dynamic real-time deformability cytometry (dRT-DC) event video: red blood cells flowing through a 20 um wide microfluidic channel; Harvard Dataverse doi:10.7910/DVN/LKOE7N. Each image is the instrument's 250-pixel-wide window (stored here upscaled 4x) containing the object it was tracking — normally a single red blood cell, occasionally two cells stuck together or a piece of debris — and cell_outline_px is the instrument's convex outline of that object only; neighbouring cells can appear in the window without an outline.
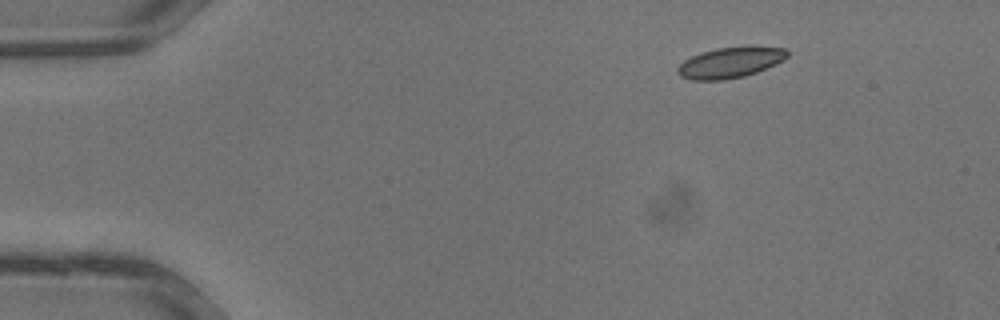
{"species": "common noctule bat (a hibernating species)", "species_latin": "Nyctalus noctula", "temperature_condition": "warm", "stored_images_in_passage": 31, "camera_frame_rate_fps": 3000, "um_per_image_px": 0.085, "animal": {"sex": "male", "body_mass_g": 13.3}, "frame": {"image": 1, "passage_image": 1, "time_ms": 0.0, "image_size_px": [1000, 320], "cell_outline_px": [[788, 56], [784, 60], [776, 64], [756, 72], [744, 76], [724, 80], [692, 80], [680, 76], [676, 72], [676, 68], [684, 60], [700, 52], [716, 48], [788, 48]], "centroid_in_image_um": [62.02, 5.34], "position_along_channel_um": 23.0, "area_um2": 19.25}}
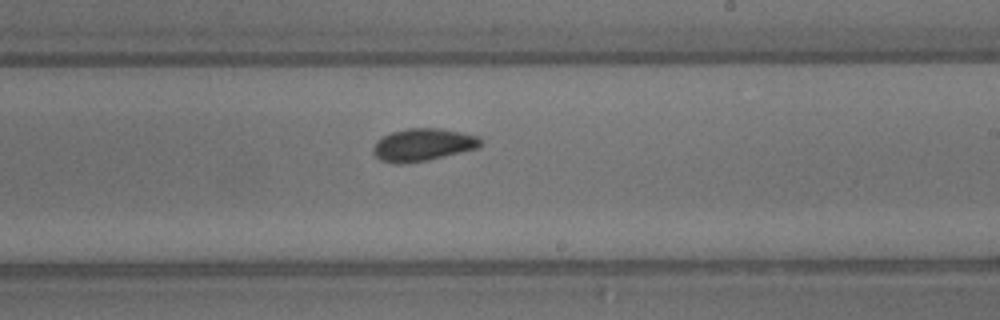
{"frame": {"image": 2, "passage_image": 17, "time_ms": 5.333, "image_size_px": [1000, 320], "cell_outline_px": [[484, 144], [480, 148], [428, 160], [400, 164], [392, 164], [380, 160], [372, 152], [372, 148], [376, 140], [392, 132], [408, 128], [440, 128], [460, 132], [476, 136], [484, 140]], "centroid_in_image_um": [35.96, 12.31], "position_along_channel_um": 253.0, "area_um2": 20.63}}
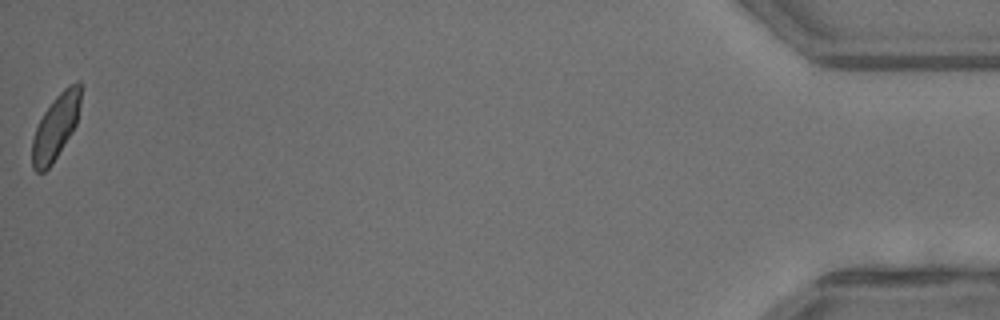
{"frame": {"image": 3, "passage_image": 31, "time_ms": 10.0, "image_size_px": [1000, 320], "cell_outline_px": [[80, 104], [76, 124], [72, 132], [52, 164], [44, 172], [36, 172], [32, 168], [32, 140], [36, 128], [44, 112], [52, 100], [68, 84], [76, 80], [80, 80]], "centroid_in_image_um": [4.73, 10.78], "position_along_channel_um": 430.5, "area_um2": 18.32}}